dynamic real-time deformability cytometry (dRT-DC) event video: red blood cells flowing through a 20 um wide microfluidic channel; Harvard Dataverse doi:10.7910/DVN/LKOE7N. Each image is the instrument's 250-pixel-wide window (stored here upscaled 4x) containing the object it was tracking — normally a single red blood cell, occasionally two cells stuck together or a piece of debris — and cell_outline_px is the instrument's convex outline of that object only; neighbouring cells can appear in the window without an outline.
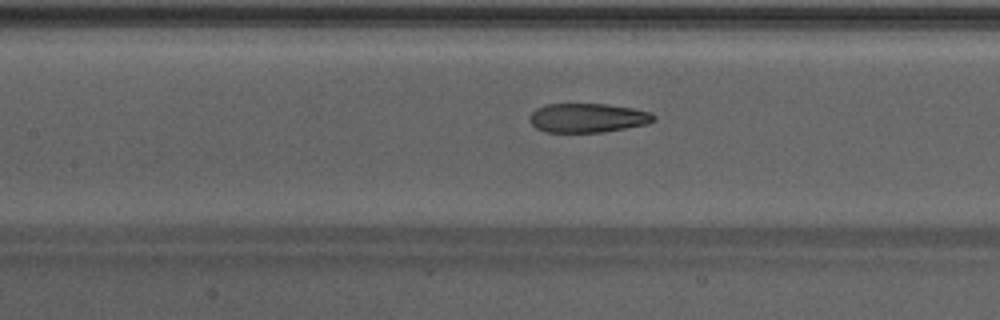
{"species": "Egyptian fruit bat (a non-hibernating species)", "species_latin": "Rousettus aegyptiacus", "temperature_condition": "warm", "stored_images_in_passage": 45, "camera_frame_rate_fps": 3000, "um_per_image_px": 0.085, "animal": {"sex": "male"}, "frame": {"image": 1, "passage_image": 18, "time_ms": 5.667, "image_size_px": [1000, 320], "cell_outline_px": [[656, 120], [648, 124], [604, 132], [544, 132], [536, 128], [528, 120], [528, 116], [536, 108], [544, 104], [608, 104], [632, 108], [648, 112], [656, 116]], "centroid_in_image_um": [49.93, 10.02], "position_along_channel_um": 157.5, "area_um2": 21.27}}
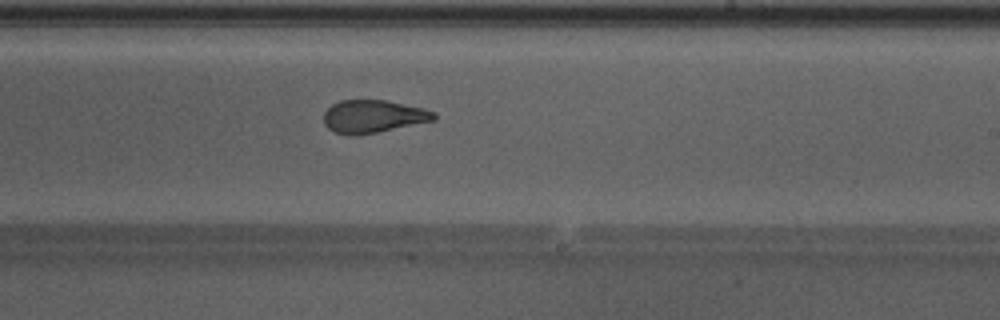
{"frame": {"image": 2, "passage_image": 25, "time_ms": 8.0, "image_size_px": [1000, 320], "cell_outline_px": [[436, 120], [356, 136], [348, 136], [336, 132], [328, 128], [324, 124], [324, 112], [332, 104], [340, 100], [384, 100], [424, 108], [436, 112]], "centroid_in_image_um": [31.71, 9.9], "position_along_channel_um": 257.3, "area_um2": 21.1}}
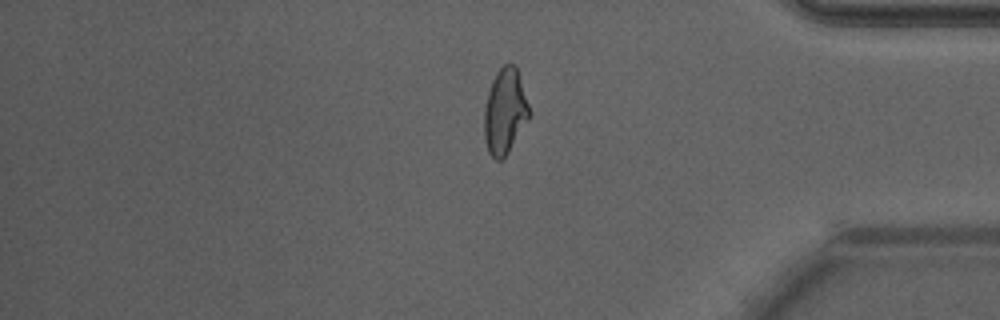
{"frame": {"image": 3, "passage_image": 36, "time_ms": 11.667, "image_size_px": [1000, 320], "cell_outline_px": [[532, 112], [528, 120], [508, 152], [500, 160], [496, 160], [488, 152], [484, 140], [484, 108], [488, 92], [492, 80], [496, 72], [504, 64], [516, 64]], "centroid_in_image_um": [42.93, 9.44], "position_along_channel_um": 392.3, "area_um2": 22.66}, "authors_computed_cell_mechanics": {"area_um2": 22.3108, "velocity_mm_per_s": 4.2949, "shape_relaxation_time_tau1_ms": null, "shape_relaxation_time_tau2_ms": 1.2681, "deformation_change_tau1": null, "deformation_change_tau2": 0.0889}}